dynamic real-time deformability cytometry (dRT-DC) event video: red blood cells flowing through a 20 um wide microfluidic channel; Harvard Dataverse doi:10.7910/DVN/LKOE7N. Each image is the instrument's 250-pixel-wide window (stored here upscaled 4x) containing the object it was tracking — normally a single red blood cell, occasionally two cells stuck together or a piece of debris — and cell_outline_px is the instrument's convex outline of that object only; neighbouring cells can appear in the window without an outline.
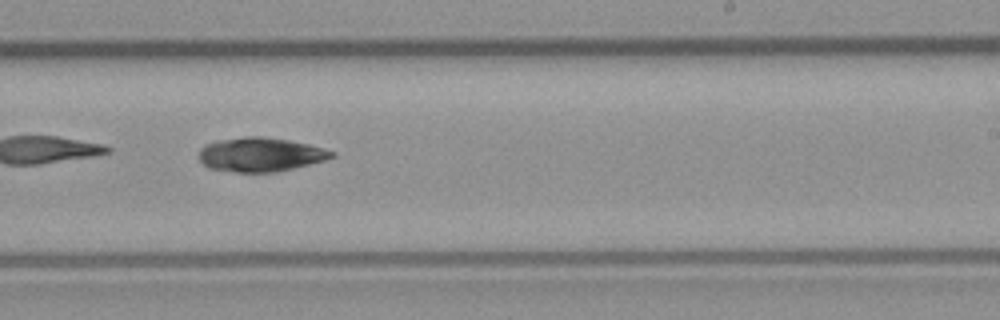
{"species": "common noctule bat (a hibernating species)", "species_latin": "Nyctalus noctula", "temperature_condition": "room temperature", "stored_images_in_passage": 48, "camera_frame_rate_fps": 3000, "um_per_image_px": 0.085, "animal": {"sex": "male", "body_mass_g": 23.1, "forearm_length_mm": 52.7}, "frame": {"image": 1, "passage_image": 28, "time_ms": 9.0, "image_size_px": [1000, 320], "cell_outline_px": [[336, 156], [324, 160], [276, 172], [236, 172], [208, 168], [200, 160], [200, 148], [216, 140], [244, 136], [260, 136], [288, 140], [308, 144], [336, 152]], "centroid_in_image_um": [22.13, 13.13], "position_along_channel_um": 266.9, "area_um2": 26.18}}
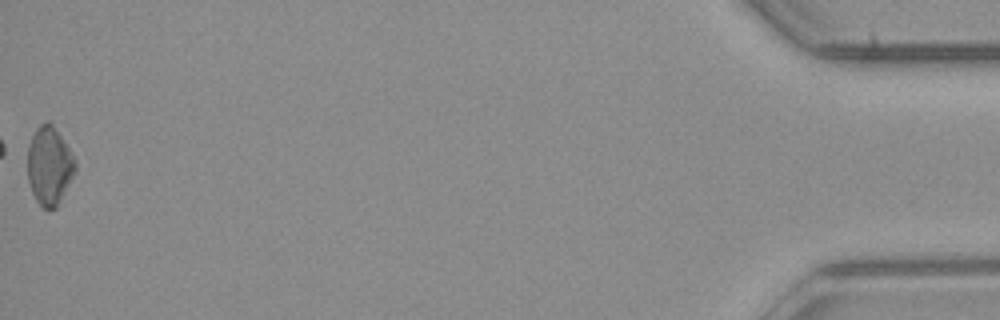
{"frame": {"image": 2, "passage_image": 48, "time_ms": 15.667, "image_size_px": [1000, 320], "cell_outline_px": [[76, 168], [56, 208], [48, 212], [36, 200], [32, 192], [28, 180], [28, 144], [36, 128], [40, 124], [48, 120], [52, 124], [76, 160]], "centroid_in_image_um": [4.17, 14.1], "position_along_channel_um": 431.0, "area_um2": 21.5}, "authors_computed_cell_mechanics": {"area_um2": 26.01, "velocity_mm_per_s": 3.9902, "shape_relaxation_time_tau1_ms": 5.7007, "shape_relaxation_time_tau2_ms": null, "deformation_change_tau1": 0.1165, "deformation_change_tau2": null}}